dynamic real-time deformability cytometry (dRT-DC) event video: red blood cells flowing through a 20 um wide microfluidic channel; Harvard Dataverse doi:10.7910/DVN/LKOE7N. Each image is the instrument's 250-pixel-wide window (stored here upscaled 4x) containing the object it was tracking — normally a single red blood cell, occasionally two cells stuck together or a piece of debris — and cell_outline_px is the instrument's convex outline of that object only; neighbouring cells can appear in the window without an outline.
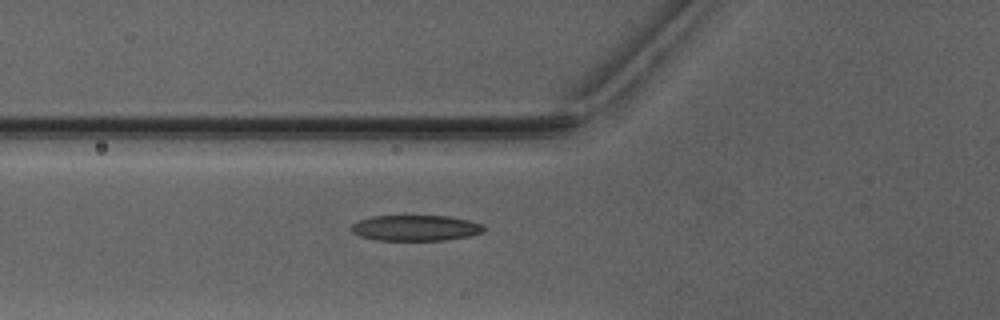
{"species": "Egyptian fruit bat (a non-hibernating species)", "species_latin": "Rousettus aegyptiacus", "temperature_condition": "warm", "stored_images_in_passage": 4, "camera_frame_rate_fps": 3000, "um_per_image_px": 0.085, "animal": {"sex": "male"}, "frame": {"image": 1, "passage_image": 4, "time_ms": 3.667, "image_size_px": [1000, 320], "cell_outline_px": [[484, 232], [468, 236], [444, 240], [376, 240], [360, 236], [352, 232], [348, 228], [352, 224], [360, 220], [372, 216], [448, 216], [468, 220], [484, 224]], "centroid_in_image_um": [35.31, 19.37], "position_along_channel_um": 90.5, "area_um2": 19.88}}